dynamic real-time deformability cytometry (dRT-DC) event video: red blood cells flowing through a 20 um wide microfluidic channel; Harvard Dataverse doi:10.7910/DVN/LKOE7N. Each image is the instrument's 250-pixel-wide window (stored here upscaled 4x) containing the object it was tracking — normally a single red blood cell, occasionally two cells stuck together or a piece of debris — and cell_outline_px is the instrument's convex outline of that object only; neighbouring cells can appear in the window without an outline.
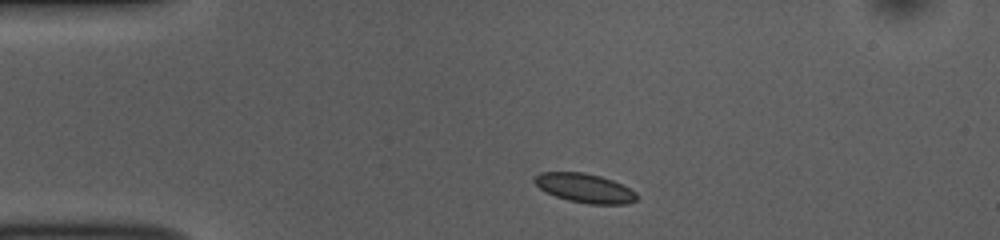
{"species": "common noctule bat (a hibernating species)", "species_latin": "Nyctalus noctula", "temperature_condition": "room temperature", "stored_images_in_passage": 31, "camera_frame_rate_fps": 3000, "um_per_image_px": 0.085, "animal": {"sex": "female", "body_mass_g": 10.0, "forearm_length_mm": 53.1}, "frame": {"image": 1, "passage_image": 1, "time_ms": 0.0, "image_size_px": [1000, 240], "cell_outline_px": [[636, 196], [632, 200], [576, 200], [560, 196], [544, 188], [536, 180], [552, 172], [568, 172], [592, 176], [616, 184], [624, 188]], "centroid_in_image_um": [49.6, 15.92], "position_along_channel_um": 35.4, "area_um2": 13.35}}
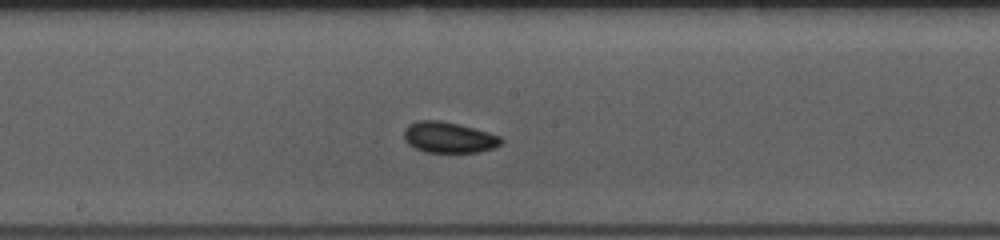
{"frame": {"image": 2, "passage_image": 18, "time_ms": 5.667, "image_size_px": [1000, 240], "cell_outline_px": [[500, 140], [496, 144], [484, 148], [464, 152], [440, 152], [424, 148], [416, 144], [408, 136], [408, 132], [416, 124], [448, 124], [464, 128], [492, 136]], "centroid_in_image_um": [38.21, 11.75], "position_along_channel_um": 210.0, "area_um2": 13.35}}
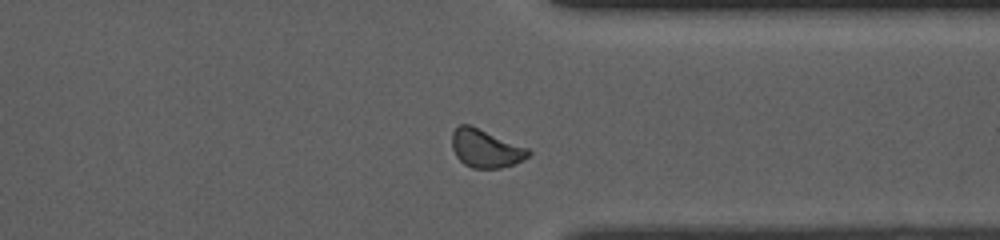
{"frame": {"image": 3, "passage_image": 31, "time_ms": 10.0, "image_size_px": [1000, 240], "cell_outline_px": [[528, 152], [524, 156], [508, 164], [488, 168], [484, 168], [468, 164], [456, 152], [456, 132], [460, 128], [476, 128]], "centroid_in_image_um": [41.25, 12.66], "position_along_channel_um": 370.2, "area_um2": 13.53}, "authors_computed_cell_mechanics": {"area_um2": 13.1784, "velocity_mm_per_s": 3.7322, "shape_relaxation_time_tau1_ms": 4.2131, "shape_relaxation_time_tau2_ms": null, "deformation_change_tau1": 0.0601, "deformation_change_tau2": null}}